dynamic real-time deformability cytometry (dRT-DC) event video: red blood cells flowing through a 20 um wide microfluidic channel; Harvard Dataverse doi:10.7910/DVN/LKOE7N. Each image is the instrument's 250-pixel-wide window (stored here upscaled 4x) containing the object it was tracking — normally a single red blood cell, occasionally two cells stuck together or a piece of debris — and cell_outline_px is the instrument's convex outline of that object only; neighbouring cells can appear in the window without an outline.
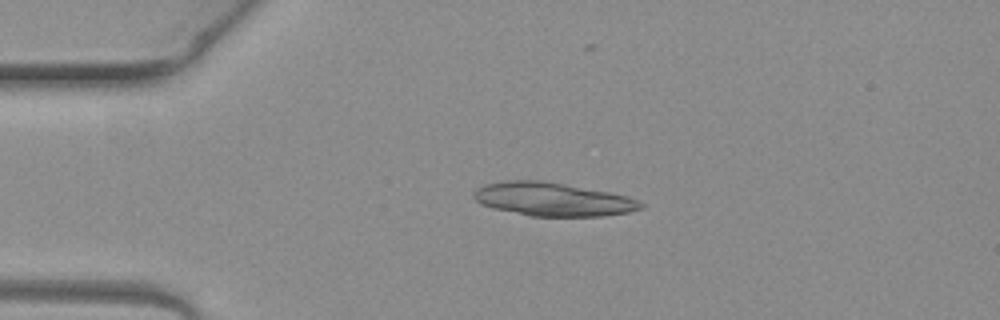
{"species": "common noctule bat (a hibernating species)", "species_latin": "Nyctalus noctula", "temperature_condition": "warm", "stored_images_in_passage": 2, "camera_frame_rate_fps": 3000, "um_per_image_px": 0.085, "animal": {"sex": "female", "body_mass_g": 19.3, "forearm_length_mm": 54.1}, "frame": {"image": 1, "passage_image": 2, "time_ms": 0.333, "image_size_px": [1000, 320], "cell_outline_px": [[644, 208], [628, 212], [604, 216], [528, 216], [492, 208], [480, 204], [472, 196], [472, 192], [476, 188], [484, 184], [504, 180], [544, 180], [608, 192], [628, 196], [640, 200], [644, 204]], "centroid_in_image_um": [46.95, 16.94], "position_along_channel_um": 38.0, "area_um2": 32.95}}